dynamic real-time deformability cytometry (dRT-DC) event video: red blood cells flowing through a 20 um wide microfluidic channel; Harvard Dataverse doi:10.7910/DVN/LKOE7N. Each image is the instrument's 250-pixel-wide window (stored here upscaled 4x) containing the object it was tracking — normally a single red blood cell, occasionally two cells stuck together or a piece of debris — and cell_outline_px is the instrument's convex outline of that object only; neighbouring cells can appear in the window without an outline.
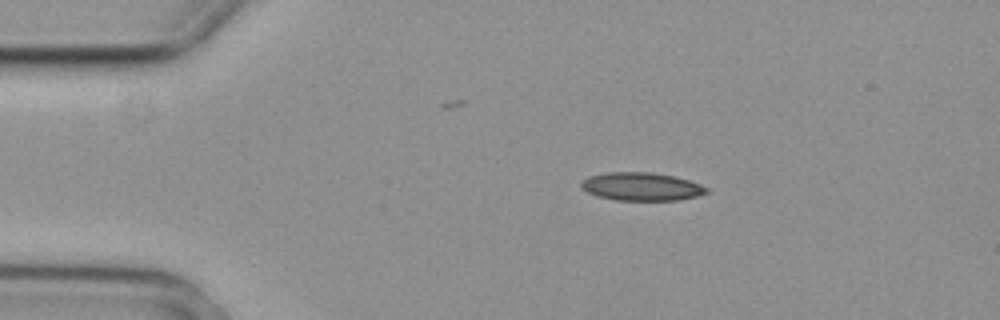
{"species": "common noctule bat (a hibernating species)", "species_latin": "Nyctalus noctula", "temperature_condition": "cold", "stored_images_in_passage": 5, "camera_frame_rate_fps": 3000, "um_per_image_px": 0.085, "animal": {"sex": "female", "body_mass_g": 29.2, "forearm_length_mm": 56.3}, "frame": {"image": 1, "passage_image": 1, "time_ms": 0.0, "image_size_px": [1000, 320], "cell_outline_px": [[708, 192], [696, 196], [680, 200], [616, 200], [596, 196], [580, 188], [580, 184], [588, 176], [608, 172], [652, 172], [672, 176], [688, 180], [700, 184], [708, 188]], "centroid_in_image_um": [54.5, 15.86], "position_along_channel_um": 30.5, "area_um2": 20.52}}
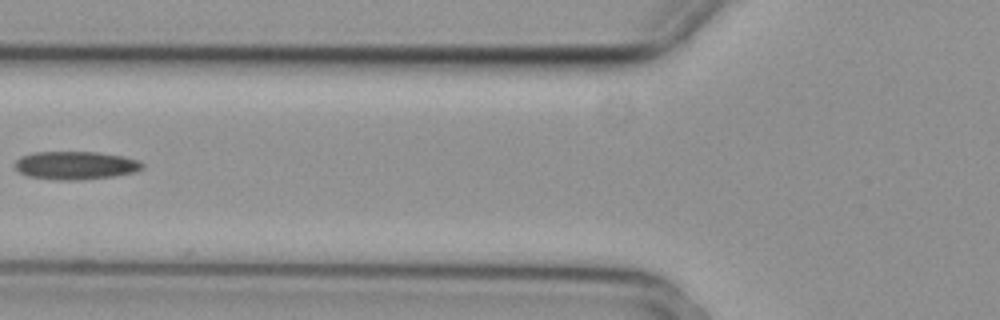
{"frame": {"image": 2, "passage_image": 4, "time_ms": 1.0, "image_size_px": [1000, 320], "cell_outline_px": [[144, 168], [136, 172], [112, 176], [76, 180], [56, 180], [28, 176], [20, 172], [16, 168], [16, 160], [20, 156], [36, 152], [96, 152], [124, 156], [140, 160], [144, 164]], "centroid_in_image_um": [6.46, 14.05], "position_along_channel_um": 119.3, "area_um2": 20.92}}
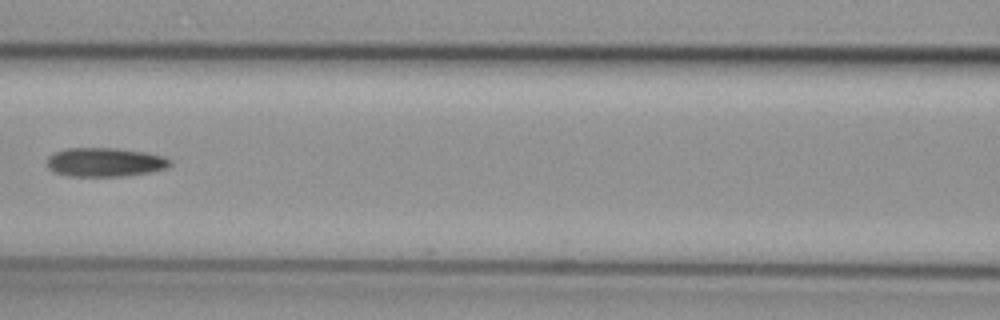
{"frame": {"image": 3, "passage_image": 5, "time_ms": 1.333, "image_size_px": [1000, 320], "cell_outline_px": [[172, 164], [164, 168], [152, 172], [124, 176], [68, 176], [52, 172], [48, 168], [48, 156], [56, 152], [68, 148], [116, 148], [144, 152], [164, 156], [172, 160]], "centroid_in_image_um": [8.93, 13.79], "position_along_channel_um": 157.7, "area_um2": 20.81}}